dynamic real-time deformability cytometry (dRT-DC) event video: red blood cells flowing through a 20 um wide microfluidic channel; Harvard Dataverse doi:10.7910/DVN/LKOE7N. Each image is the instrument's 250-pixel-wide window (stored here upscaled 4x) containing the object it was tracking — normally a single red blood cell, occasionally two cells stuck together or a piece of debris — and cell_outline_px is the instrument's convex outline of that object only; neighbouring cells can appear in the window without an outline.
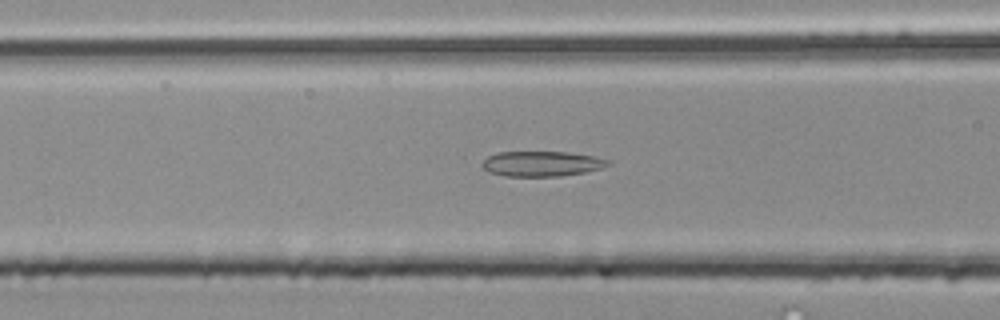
{"species": "common noctule bat (a hibernating species)", "species_latin": "Nyctalus noctula", "temperature_condition": "room temperature", "stored_images_in_passage": 46, "segment_of_instrument_passage": [2, 2], "camera_frame_rate_fps": 3000, "um_per_image_px": 0.085, "animal": {"sex": "male", "body_mass_g": 20.4}, "frame": {"image": 1, "passage_image": 21, "time_ms": 6.667, "image_size_px": [1000, 320], "cell_outline_px": [[612, 164], [600, 168], [584, 172], [560, 176], [504, 176], [488, 172], [480, 164], [488, 156], [500, 152], [568, 152], [592, 156], [608, 160]], "centroid_in_image_um": [46.01, 13.92], "position_along_channel_um": 120.6, "area_um2": 18.32}}
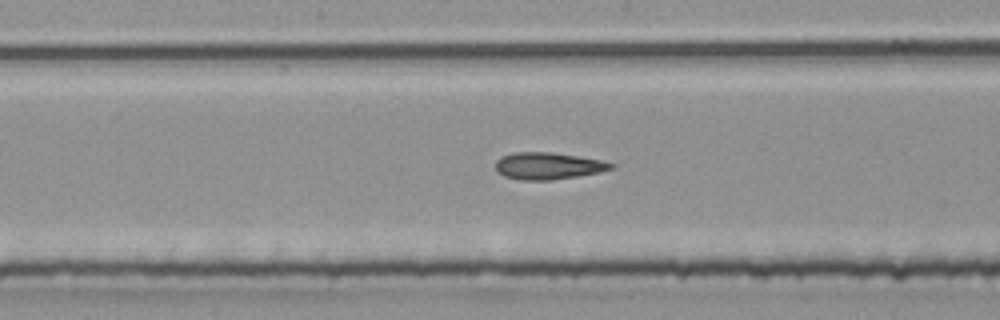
{"frame": {"image": 2, "passage_image": 27, "time_ms": 8.667, "image_size_px": [1000, 320], "cell_outline_px": [[616, 168], [600, 172], [552, 180], [516, 180], [504, 176], [496, 172], [496, 160], [500, 156], [516, 152], [552, 152], [600, 160], [616, 164]], "centroid_in_image_um": [46.56, 14.1], "position_along_channel_um": 201.6, "area_um2": 18.26}}
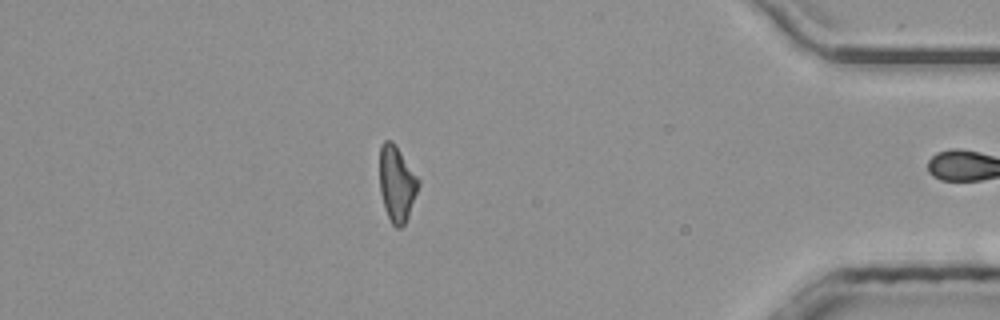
{"frame": {"image": 3, "passage_image": 45, "time_ms": 14.667, "image_size_px": [1000, 320], "cell_outline_px": [[420, 184], [408, 216], [404, 224], [400, 228], [396, 228], [392, 224], [384, 208], [380, 192], [380, 144], [384, 140], [392, 140], [396, 144], [420, 180]], "centroid_in_image_um": [33.72, 15.58], "position_along_channel_um": 401.5, "area_um2": 17.22}}